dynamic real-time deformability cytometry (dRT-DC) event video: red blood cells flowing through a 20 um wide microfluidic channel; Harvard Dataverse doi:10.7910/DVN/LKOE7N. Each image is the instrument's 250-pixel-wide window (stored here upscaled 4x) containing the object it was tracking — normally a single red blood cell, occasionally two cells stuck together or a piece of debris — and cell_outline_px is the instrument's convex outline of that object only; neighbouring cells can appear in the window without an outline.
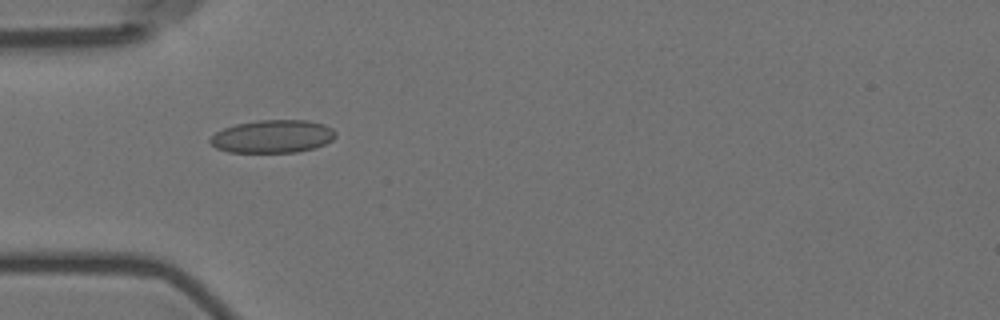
{"species": "Egyptian fruit bat (a non-hibernating species)", "species_latin": "Rousettus aegyptiacus", "temperature_condition": "room temperature", "stored_images_in_passage": 3, "camera_frame_rate_fps": 3000, "um_per_image_px": 0.085, "animal": {"sex": "female"}, "frame": {"image": 1, "passage_image": 2, "time_ms": 0.333, "image_size_px": [1000, 320], "cell_outline_px": [[336, 136], [332, 140], [316, 148], [296, 152], [228, 152], [216, 148], [208, 140], [216, 132], [224, 128], [236, 124], [260, 120], [308, 120], [324, 124], [332, 128], [336, 132]], "centroid_in_image_um": [23.2, 11.59], "position_along_channel_um": 61.8, "area_um2": 24.1}}
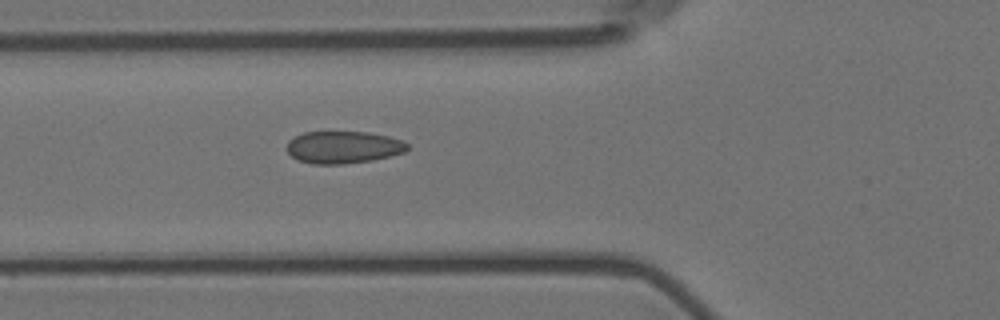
{"frame": {"image": 2, "passage_image": 3, "time_ms": 0.667, "image_size_px": [1000, 320], "cell_outline_px": [[408, 148], [404, 152], [372, 160], [344, 164], [312, 164], [300, 160], [292, 156], [288, 152], [288, 140], [304, 132], [368, 132], [388, 136], [400, 140], [408, 144]], "centroid_in_image_um": [29.17, 12.51], "position_along_channel_um": 96.6, "area_um2": 22.43}}